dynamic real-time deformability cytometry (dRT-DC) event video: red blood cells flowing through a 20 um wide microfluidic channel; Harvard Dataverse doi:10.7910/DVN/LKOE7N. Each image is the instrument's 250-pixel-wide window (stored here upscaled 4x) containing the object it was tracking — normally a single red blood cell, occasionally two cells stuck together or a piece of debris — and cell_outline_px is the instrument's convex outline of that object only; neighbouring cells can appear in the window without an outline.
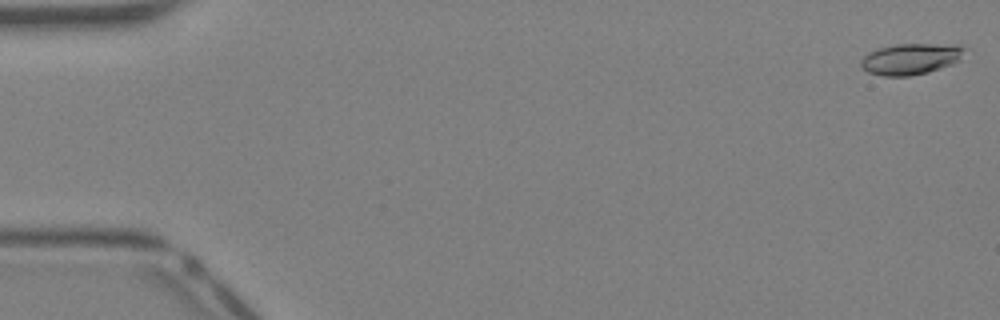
{"species": "Egyptian fruit bat (a non-hibernating species)", "species_latin": "Rousettus aegyptiacus", "temperature_condition": "warm", "stored_images_in_passage": 40, "camera_frame_rate_fps": 3000, "um_per_image_px": 0.085, "animal": {"sex": "female"}, "frame": {"image": 1, "passage_image": 1, "time_ms": 0.0, "image_size_px": [1000, 320], "cell_outline_px": [[964, 48], [956, 60], [952, 64], [928, 72], [908, 76], [884, 76], [868, 72], [860, 68], [860, 60], [868, 52], [880, 48], [896, 44], [964, 44]], "centroid_in_image_um": [77.35, 5.0], "position_along_channel_um": 7.6, "area_um2": 18.67}}
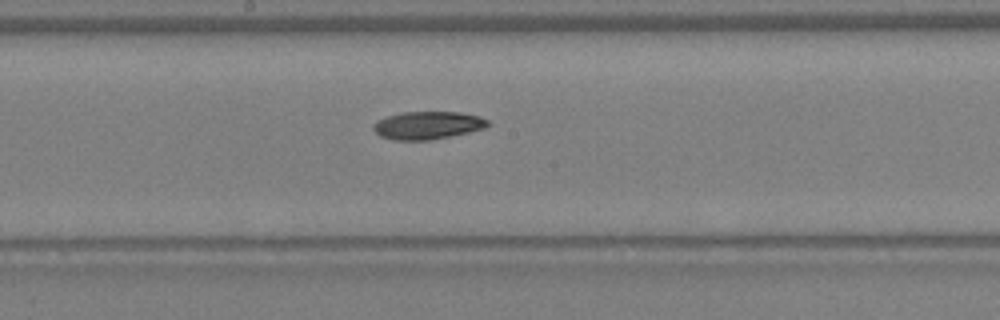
{"frame": {"image": 2, "passage_image": 22, "time_ms": 7.0, "image_size_px": [1000, 320], "cell_outline_px": [[488, 124], [484, 128], [468, 132], [432, 140], [392, 140], [380, 136], [372, 128], [372, 124], [376, 120], [400, 112], [460, 112], [480, 116], [488, 120]], "centroid_in_image_um": [36.31, 10.65], "position_along_channel_um": 211.9, "area_um2": 18.61}}
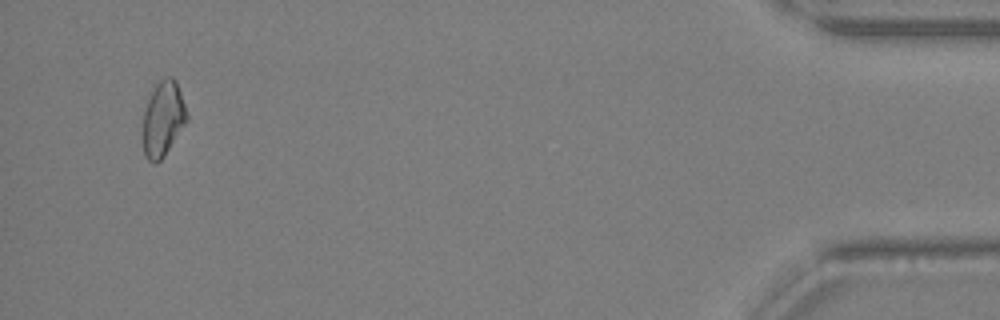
{"frame": {"image": 3, "passage_image": 39, "time_ms": 12.667, "image_size_px": [1000, 320], "cell_outline_px": [[188, 120], [164, 156], [156, 164], [152, 164], [144, 156], [144, 112], [152, 88], [160, 80], [168, 76], [172, 76], [176, 80], [188, 112]], "centroid_in_image_um": [13.88, 10.09], "position_along_channel_um": 421.3, "area_um2": 19.25}}